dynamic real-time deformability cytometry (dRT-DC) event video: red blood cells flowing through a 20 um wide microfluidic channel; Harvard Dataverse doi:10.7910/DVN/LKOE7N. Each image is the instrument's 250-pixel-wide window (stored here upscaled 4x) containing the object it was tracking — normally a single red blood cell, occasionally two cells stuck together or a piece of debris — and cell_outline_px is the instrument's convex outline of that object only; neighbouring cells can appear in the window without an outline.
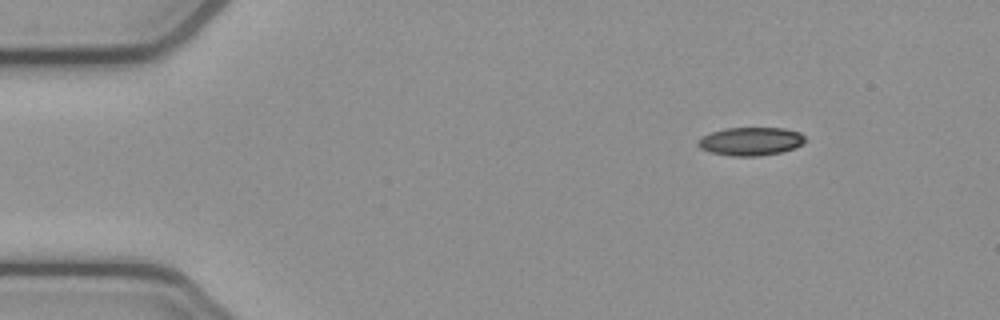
{"species": "common noctule bat (a hibernating species)", "species_latin": "Nyctalus noctula", "temperature_condition": "cold", "stored_images_in_passage": 3, "camera_frame_rate_fps": 3000, "um_per_image_px": 0.085, "animal": {"sex": "female", "body_mass_g": 21.9}, "frame": {"image": 1, "passage_image": 1, "time_ms": 0.0, "image_size_px": [1000, 320], "cell_outline_px": [[808, 140], [804, 144], [796, 148], [784, 152], [760, 156], [732, 156], [712, 152], [700, 148], [696, 144], [696, 140], [712, 132], [724, 128], [784, 128], [800, 132]], "centroid_in_image_um": [63.87, 12.02], "position_along_channel_um": 21.1, "area_um2": 17.92}}